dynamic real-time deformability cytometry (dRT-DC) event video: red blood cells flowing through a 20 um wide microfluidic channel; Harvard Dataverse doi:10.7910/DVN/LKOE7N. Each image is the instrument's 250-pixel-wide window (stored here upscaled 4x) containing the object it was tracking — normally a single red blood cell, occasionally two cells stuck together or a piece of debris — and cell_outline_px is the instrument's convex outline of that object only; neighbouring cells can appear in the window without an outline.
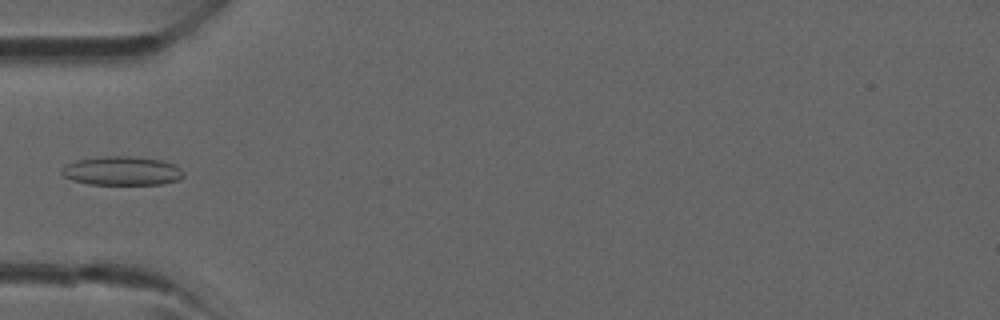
{"species": "common noctule bat (a hibernating species)", "species_latin": "Nyctalus noctula", "temperature_condition": "room temperature", "stored_images_in_passage": 4, "camera_frame_rate_fps": 3000, "um_per_image_px": 0.085, "animal": {"sex": "male", "forearm_length_mm": 52.5}, "frame": {"image": 1, "passage_image": 4, "time_ms": 3.333, "image_size_px": [1000, 320], "cell_outline_px": [[184, 176], [180, 180], [160, 184], [88, 184], [72, 180], [64, 176], [60, 172], [60, 168], [64, 164], [76, 160], [100, 156], [136, 156], [160, 160], [176, 164], [184, 172]], "centroid_in_image_um": [10.35, 14.51], "position_along_channel_um": 74.6, "area_um2": 20.87}}